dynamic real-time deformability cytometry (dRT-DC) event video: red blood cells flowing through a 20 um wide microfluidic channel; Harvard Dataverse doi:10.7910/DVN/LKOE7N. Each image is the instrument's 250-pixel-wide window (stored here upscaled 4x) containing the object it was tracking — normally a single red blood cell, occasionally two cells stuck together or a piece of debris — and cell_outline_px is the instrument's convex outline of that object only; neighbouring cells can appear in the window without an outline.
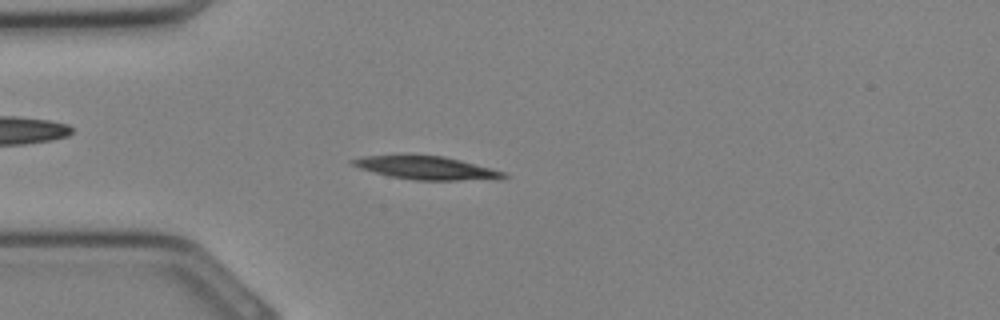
{"species": "Egyptian fruit bat (a non-hibernating species)", "species_latin": "Rousettus aegyptiacus", "temperature_condition": "cold", "stored_images_in_passage": 29, "camera_frame_rate_fps": 3000, "um_per_image_px": 0.085, "animal": {"sex": "female"}, "frame": {"image": 1, "passage_image": 8, "time_ms": 2.333, "image_size_px": [1000, 320], "cell_outline_px": [[508, 176], [500, 180], [416, 180], [388, 176], [360, 168], [352, 164], [348, 160], [360, 156], [444, 156], [460, 160], [504, 172]], "centroid_in_image_um": [36.27, 14.29], "position_along_channel_um": 48.7, "area_um2": 20.17}}
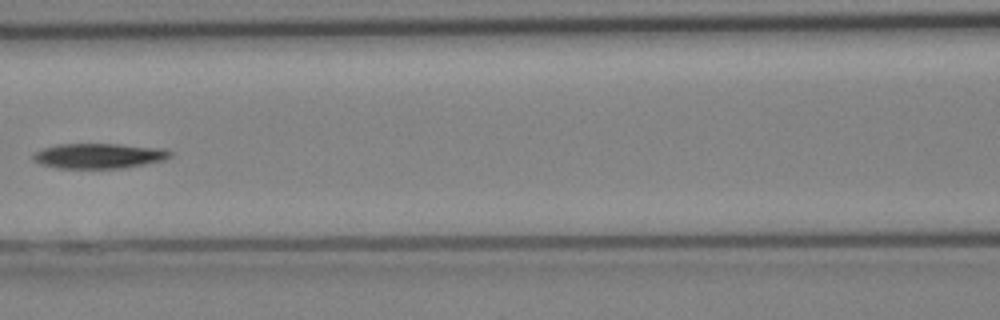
{"frame": {"image": 2, "passage_image": 14, "time_ms": 4.333, "image_size_px": [1000, 320], "cell_outline_px": [[172, 156], [164, 160], [124, 168], [60, 168], [40, 164], [32, 160], [32, 156], [36, 152], [44, 148], [56, 144], [120, 144], [164, 148], [172, 152]], "centroid_in_image_um": [8.43, 13.24], "position_along_channel_um": 158.2, "area_um2": 20.11}}
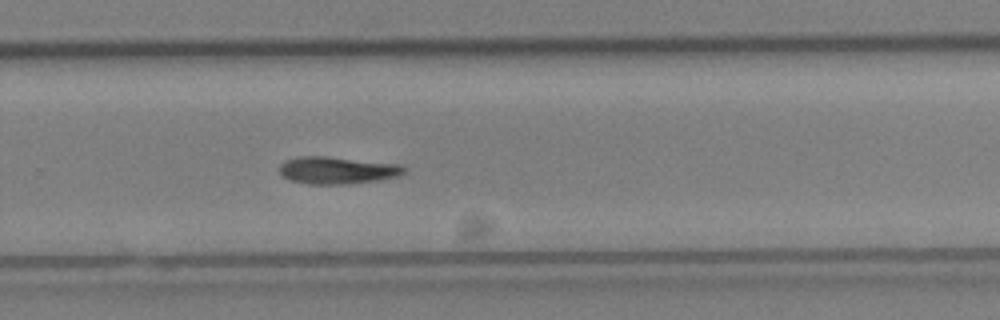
{"frame": {"image": 3, "passage_image": 21, "time_ms": 6.667, "image_size_px": [1000, 320], "cell_outline_px": [[408, 168], [400, 176], [376, 180], [344, 184], [312, 184], [292, 180], [284, 176], [280, 172], [280, 164], [284, 160], [300, 156], [328, 156], [404, 164]], "centroid_in_image_um": [28.73, 14.45], "position_along_channel_um": 301.1, "area_um2": 19.88}}